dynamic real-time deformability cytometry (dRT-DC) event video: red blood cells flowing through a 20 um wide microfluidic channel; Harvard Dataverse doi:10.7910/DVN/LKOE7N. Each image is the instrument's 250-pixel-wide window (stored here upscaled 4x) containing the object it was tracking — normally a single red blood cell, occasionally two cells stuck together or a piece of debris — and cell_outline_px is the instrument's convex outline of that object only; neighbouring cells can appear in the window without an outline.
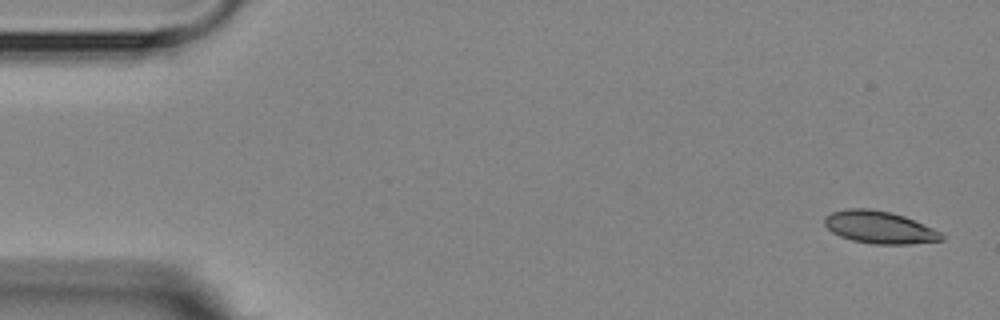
{"species": "Egyptian fruit bat (a non-hibernating species)", "species_latin": "Rousettus aegyptiacus", "temperature_condition": "room temperature", "stored_images_in_passage": 4, "segment_of_instrument_passage": [1, 2], "camera_frame_rate_fps": 3000, "um_per_image_px": 0.085, "animal": {"sex": "female"}, "frame": {"image": 1, "passage_image": 1, "time_ms": 0.0, "image_size_px": [1000, 320], "cell_outline_px": [[944, 240], [912, 244], [872, 244], [852, 240], [840, 236], [832, 232], [824, 224], [824, 216], [832, 212], [848, 208], [868, 208], [892, 212], [904, 216], [932, 228], [940, 232], [944, 236]], "centroid_in_image_um": [74.74, 19.32], "position_along_channel_um": 10.3, "area_um2": 22.14}}